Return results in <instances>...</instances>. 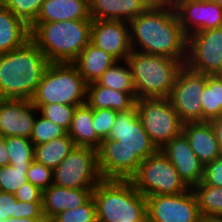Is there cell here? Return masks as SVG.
<instances>
[{"label":"cell","mask_w":222,"mask_h":222,"mask_svg":"<svg viewBox=\"0 0 222 222\" xmlns=\"http://www.w3.org/2000/svg\"><path fill=\"white\" fill-rule=\"evenodd\" d=\"M158 149L143 128L136 107L118 112L108 138L97 150L98 170L102 179L130 180L142 160Z\"/></svg>","instance_id":"1"},{"label":"cell","mask_w":222,"mask_h":222,"mask_svg":"<svg viewBox=\"0 0 222 222\" xmlns=\"http://www.w3.org/2000/svg\"><path fill=\"white\" fill-rule=\"evenodd\" d=\"M128 24L133 51L172 58L185 64L188 36L180 26L175 10L146 9Z\"/></svg>","instance_id":"2"},{"label":"cell","mask_w":222,"mask_h":222,"mask_svg":"<svg viewBox=\"0 0 222 222\" xmlns=\"http://www.w3.org/2000/svg\"><path fill=\"white\" fill-rule=\"evenodd\" d=\"M49 63L30 39L18 49L0 53V99L31 100Z\"/></svg>","instance_id":"3"},{"label":"cell","mask_w":222,"mask_h":222,"mask_svg":"<svg viewBox=\"0 0 222 222\" xmlns=\"http://www.w3.org/2000/svg\"><path fill=\"white\" fill-rule=\"evenodd\" d=\"M92 20L33 22L30 40L50 63H73L91 42Z\"/></svg>","instance_id":"4"},{"label":"cell","mask_w":222,"mask_h":222,"mask_svg":"<svg viewBox=\"0 0 222 222\" xmlns=\"http://www.w3.org/2000/svg\"><path fill=\"white\" fill-rule=\"evenodd\" d=\"M98 222H144L146 197L131 180L102 179L94 188Z\"/></svg>","instance_id":"5"},{"label":"cell","mask_w":222,"mask_h":222,"mask_svg":"<svg viewBox=\"0 0 222 222\" xmlns=\"http://www.w3.org/2000/svg\"><path fill=\"white\" fill-rule=\"evenodd\" d=\"M132 71L136 98H168L184 63L180 60L131 51L126 60Z\"/></svg>","instance_id":"6"},{"label":"cell","mask_w":222,"mask_h":222,"mask_svg":"<svg viewBox=\"0 0 222 222\" xmlns=\"http://www.w3.org/2000/svg\"><path fill=\"white\" fill-rule=\"evenodd\" d=\"M87 85L73 63H49L31 102L34 105L60 103L78 107L86 103Z\"/></svg>","instance_id":"7"},{"label":"cell","mask_w":222,"mask_h":222,"mask_svg":"<svg viewBox=\"0 0 222 222\" xmlns=\"http://www.w3.org/2000/svg\"><path fill=\"white\" fill-rule=\"evenodd\" d=\"M135 107L143 128L158 150L182 133L184 122L168 98H139Z\"/></svg>","instance_id":"8"},{"label":"cell","mask_w":222,"mask_h":222,"mask_svg":"<svg viewBox=\"0 0 222 222\" xmlns=\"http://www.w3.org/2000/svg\"><path fill=\"white\" fill-rule=\"evenodd\" d=\"M130 180L145 197L181 194L189 189L160 150L142 160L138 171Z\"/></svg>","instance_id":"9"},{"label":"cell","mask_w":222,"mask_h":222,"mask_svg":"<svg viewBox=\"0 0 222 222\" xmlns=\"http://www.w3.org/2000/svg\"><path fill=\"white\" fill-rule=\"evenodd\" d=\"M101 180L97 150L90 147H75L53 169V184L59 187L95 188Z\"/></svg>","instance_id":"10"},{"label":"cell","mask_w":222,"mask_h":222,"mask_svg":"<svg viewBox=\"0 0 222 222\" xmlns=\"http://www.w3.org/2000/svg\"><path fill=\"white\" fill-rule=\"evenodd\" d=\"M185 65L205 75H222V27L188 36Z\"/></svg>","instance_id":"11"},{"label":"cell","mask_w":222,"mask_h":222,"mask_svg":"<svg viewBox=\"0 0 222 222\" xmlns=\"http://www.w3.org/2000/svg\"><path fill=\"white\" fill-rule=\"evenodd\" d=\"M206 84L207 75L193 71L185 64L178 72L168 99L184 123L202 121L200 95Z\"/></svg>","instance_id":"12"},{"label":"cell","mask_w":222,"mask_h":222,"mask_svg":"<svg viewBox=\"0 0 222 222\" xmlns=\"http://www.w3.org/2000/svg\"><path fill=\"white\" fill-rule=\"evenodd\" d=\"M200 215L191 188L181 194L146 197V218L151 222H199Z\"/></svg>","instance_id":"13"},{"label":"cell","mask_w":222,"mask_h":222,"mask_svg":"<svg viewBox=\"0 0 222 222\" xmlns=\"http://www.w3.org/2000/svg\"><path fill=\"white\" fill-rule=\"evenodd\" d=\"M91 43L117 61H126L132 51L129 24L119 20H92Z\"/></svg>","instance_id":"14"},{"label":"cell","mask_w":222,"mask_h":222,"mask_svg":"<svg viewBox=\"0 0 222 222\" xmlns=\"http://www.w3.org/2000/svg\"><path fill=\"white\" fill-rule=\"evenodd\" d=\"M38 109L26 99H0V135L30 138Z\"/></svg>","instance_id":"15"},{"label":"cell","mask_w":222,"mask_h":222,"mask_svg":"<svg viewBox=\"0 0 222 222\" xmlns=\"http://www.w3.org/2000/svg\"><path fill=\"white\" fill-rule=\"evenodd\" d=\"M175 12L187 36L222 27V6L210 0H191L182 3Z\"/></svg>","instance_id":"16"},{"label":"cell","mask_w":222,"mask_h":222,"mask_svg":"<svg viewBox=\"0 0 222 222\" xmlns=\"http://www.w3.org/2000/svg\"><path fill=\"white\" fill-rule=\"evenodd\" d=\"M160 151L172 163L188 188L192 189L202 181L204 165L193 152L183 133L165 144Z\"/></svg>","instance_id":"17"},{"label":"cell","mask_w":222,"mask_h":222,"mask_svg":"<svg viewBox=\"0 0 222 222\" xmlns=\"http://www.w3.org/2000/svg\"><path fill=\"white\" fill-rule=\"evenodd\" d=\"M94 188H66L54 184L42 191V212L45 220H52L64 210H71L86 203Z\"/></svg>","instance_id":"18"},{"label":"cell","mask_w":222,"mask_h":222,"mask_svg":"<svg viewBox=\"0 0 222 222\" xmlns=\"http://www.w3.org/2000/svg\"><path fill=\"white\" fill-rule=\"evenodd\" d=\"M182 133L204 166L221 156L218 140L209 121L186 122Z\"/></svg>","instance_id":"19"},{"label":"cell","mask_w":222,"mask_h":222,"mask_svg":"<svg viewBox=\"0 0 222 222\" xmlns=\"http://www.w3.org/2000/svg\"><path fill=\"white\" fill-rule=\"evenodd\" d=\"M136 99V92H120L97 82L87 85L86 103L91 108L125 112L135 107Z\"/></svg>","instance_id":"20"},{"label":"cell","mask_w":222,"mask_h":222,"mask_svg":"<svg viewBox=\"0 0 222 222\" xmlns=\"http://www.w3.org/2000/svg\"><path fill=\"white\" fill-rule=\"evenodd\" d=\"M91 20L87 0H45L34 22Z\"/></svg>","instance_id":"21"},{"label":"cell","mask_w":222,"mask_h":222,"mask_svg":"<svg viewBox=\"0 0 222 222\" xmlns=\"http://www.w3.org/2000/svg\"><path fill=\"white\" fill-rule=\"evenodd\" d=\"M91 20L129 22L146 8L138 0H92L89 2Z\"/></svg>","instance_id":"22"},{"label":"cell","mask_w":222,"mask_h":222,"mask_svg":"<svg viewBox=\"0 0 222 222\" xmlns=\"http://www.w3.org/2000/svg\"><path fill=\"white\" fill-rule=\"evenodd\" d=\"M30 39L29 26L8 8L0 6V53L22 47Z\"/></svg>","instance_id":"23"},{"label":"cell","mask_w":222,"mask_h":222,"mask_svg":"<svg viewBox=\"0 0 222 222\" xmlns=\"http://www.w3.org/2000/svg\"><path fill=\"white\" fill-rule=\"evenodd\" d=\"M117 60L91 42L80 52L73 62L87 84L96 82Z\"/></svg>","instance_id":"24"},{"label":"cell","mask_w":222,"mask_h":222,"mask_svg":"<svg viewBox=\"0 0 222 222\" xmlns=\"http://www.w3.org/2000/svg\"><path fill=\"white\" fill-rule=\"evenodd\" d=\"M92 122L93 108L87 103L76 107L67 131L76 147L100 148L102 139L96 134Z\"/></svg>","instance_id":"25"},{"label":"cell","mask_w":222,"mask_h":222,"mask_svg":"<svg viewBox=\"0 0 222 222\" xmlns=\"http://www.w3.org/2000/svg\"><path fill=\"white\" fill-rule=\"evenodd\" d=\"M76 147L68 133L47 143L34 146V160L54 169Z\"/></svg>","instance_id":"26"},{"label":"cell","mask_w":222,"mask_h":222,"mask_svg":"<svg viewBox=\"0 0 222 222\" xmlns=\"http://www.w3.org/2000/svg\"><path fill=\"white\" fill-rule=\"evenodd\" d=\"M200 98L202 121L222 117V75H207V84Z\"/></svg>","instance_id":"27"},{"label":"cell","mask_w":222,"mask_h":222,"mask_svg":"<svg viewBox=\"0 0 222 222\" xmlns=\"http://www.w3.org/2000/svg\"><path fill=\"white\" fill-rule=\"evenodd\" d=\"M96 82L101 86L120 92H136L132 80V71L127 61L114 63Z\"/></svg>","instance_id":"28"},{"label":"cell","mask_w":222,"mask_h":222,"mask_svg":"<svg viewBox=\"0 0 222 222\" xmlns=\"http://www.w3.org/2000/svg\"><path fill=\"white\" fill-rule=\"evenodd\" d=\"M201 215L222 216V187L208 186L202 182L192 188Z\"/></svg>","instance_id":"29"},{"label":"cell","mask_w":222,"mask_h":222,"mask_svg":"<svg viewBox=\"0 0 222 222\" xmlns=\"http://www.w3.org/2000/svg\"><path fill=\"white\" fill-rule=\"evenodd\" d=\"M9 165H30L34 160V144L22 136L5 137Z\"/></svg>","instance_id":"30"},{"label":"cell","mask_w":222,"mask_h":222,"mask_svg":"<svg viewBox=\"0 0 222 222\" xmlns=\"http://www.w3.org/2000/svg\"><path fill=\"white\" fill-rule=\"evenodd\" d=\"M66 134L67 130L65 128L43 117L38 112L34 121L32 134L29 139L35 146L63 137Z\"/></svg>","instance_id":"31"},{"label":"cell","mask_w":222,"mask_h":222,"mask_svg":"<svg viewBox=\"0 0 222 222\" xmlns=\"http://www.w3.org/2000/svg\"><path fill=\"white\" fill-rule=\"evenodd\" d=\"M30 165H6L0 167V191L14 194L27 182Z\"/></svg>","instance_id":"32"},{"label":"cell","mask_w":222,"mask_h":222,"mask_svg":"<svg viewBox=\"0 0 222 222\" xmlns=\"http://www.w3.org/2000/svg\"><path fill=\"white\" fill-rule=\"evenodd\" d=\"M45 0H3L2 5L30 26L36 19Z\"/></svg>","instance_id":"33"},{"label":"cell","mask_w":222,"mask_h":222,"mask_svg":"<svg viewBox=\"0 0 222 222\" xmlns=\"http://www.w3.org/2000/svg\"><path fill=\"white\" fill-rule=\"evenodd\" d=\"M35 107L43 117L62 126L68 131L77 106L52 103L49 105H35Z\"/></svg>","instance_id":"34"},{"label":"cell","mask_w":222,"mask_h":222,"mask_svg":"<svg viewBox=\"0 0 222 222\" xmlns=\"http://www.w3.org/2000/svg\"><path fill=\"white\" fill-rule=\"evenodd\" d=\"M52 222H98L96 213V204L94 198L91 197L83 205L71 209L64 210L56 215Z\"/></svg>","instance_id":"35"},{"label":"cell","mask_w":222,"mask_h":222,"mask_svg":"<svg viewBox=\"0 0 222 222\" xmlns=\"http://www.w3.org/2000/svg\"><path fill=\"white\" fill-rule=\"evenodd\" d=\"M26 177L28 182L43 191L53 184V169L33 160Z\"/></svg>","instance_id":"36"},{"label":"cell","mask_w":222,"mask_h":222,"mask_svg":"<svg viewBox=\"0 0 222 222\" xmlns=\"http://www.w3.org/2000/svg\"><path fill=\"white\" fill-rule=\"evenodd\" d=\"M117 111L93 108V127L96 134L103 140L108 138L117 117Z\"/></svg>","instance_id":"37"},{"label":"cell","mask_w":222,"mask_h":222,"mask_svg":"<svg viewBox=\"0 0 222 222\" xmlns=\"http://www.w3.org/2000/svg\"><path fill=\"white\" fill-rule=\"evenodd\" d=\"M202 183L222 187V155L204 166Z\"/></svg>","instance_id":"38"},{"label":"cell","mask_w":222,"mask_h":222,"mask_svg":"<svg viewBox=\"0 0 222 222\" xmlns=\"http://www.w3.org/2000/svg\"><path fill=\"white\" fill-rule=\"evenodd\" d=\"M32 218L45 220L42 212V202L16 201V218Z\"/></svg>","instance_id":"39"},{"label":"cell","mask_w":222,"mask_h":222,"mask_svg":"<svg viewBox=\"0 0 222 222\" xmlns=\"http://www.w3.org/2000/svg\"><path fill=\"white\" fill-rule=\"evenodd\" d=\"M16 201L14 194L0 191V222L16 218Z\"/></svg>","instance_id":"40"},{"label":"cell","mask_w":222,"mask_h":222,"mask_svg":"<svg viewBox=\"0 0 222 222\" xmlns=\"http://www.w3.org/2000/svg\"><path fill=\"white\" fill-rule=\"evenodd\" d=\"M14 196L23 202H42V190L28 181L18 188Z\"/></svg>","instance_id":"41"},{"label":"cell","mask_w":222,"mask_h":222,"mask_svg":"<svg viewBox=\"0 0 222 222\" xmlns=\"http://www.w3.org/2000/svg\"><path fill=\"white\" fill-rule=\"evenodd\" d=\"M214 129L216 139L218 140L219 149L222 155V117L214 118L209 121Z\"/></svg>","instance_id":"42"},{"label":"cell","mask_w":222,"mask_h":222,"mask_svg":"<svg viewBox=\"0 0 222 222\" xmlns=\"http://www.w3.org/2000/svg\"><path fill=\"white\" fill-rule=\"evenodd\" d=\"M6 165H9V156L5 146V137L0 135V167Z\"/></svg>","instance_id":"43"},{"label":"cell","mask_w":222,"mask_h":222,"mask_svg":"<svg viewBox=\"0 0 222 222\" xmlns=\"http://www.w3.org/2000/svg\"><path fill=\"white\" fill-rule=\"evenodd\" d=\"M146 9L165 8V0H138Z\"/></svg>","instance_id":"44"},{"label":"cell","mask_w":222,"mask_h":222,"mask_svg":"<svg viewBox=\"0 0 222 222\" xmlns=\"http://www.w3.org/2000/svg\"><path fill=\"white\" fill-rule=\"evenodd\" d=\"M199 222H222V216L200 215Z\"/></svg>","instance_id":"45"},{"label":"cell","mask_w":222,"mask_h":222,"mask_svg":"<svg viewBox=\"0 0 222 222\" xmlns=\"http://www.w3.org/2000/svg\"><path fill=\"white\" fill-rule=\"evenodd\" d=\"M188 1H191V0H165V8L175 10L182 3H185V2H188Z\"/></svg>","instance_id":"46"},{"label":"cell","mask_w":222,"mask_h":222,"mask_svg":"<svg viewBox=\"0 0 222 222\" xmlns=\"http://www.w3.org/2000/svg\"><path fill=\"white\" fill-rule=\"evenodd\" d=\"M44 220H37V219H32L28 217L24 218H14L10 217L9 219L6 220V222H43Z\"/></svg>","instance_id":"47"},{"label":"cell","mask_w":222,"mask_h":222,"mask_svg":"<svg viewBox=\"0 0 222 222\" xmlns=\"http://www.w3.org/2000/svg\"><path fill=\"white\" fill-rule=\"evenodd\" d=\"M210 1L216 2L218 5L222 6V0H210Z\"/></svg>","instance_id":"48"},{"label":"cell","mask_w":222,"mask_h":222,"mask_svg":"<svg viewBox=\"0 0 222 222\" xmlns=\"http://www.w3.org/2000/svg\"><path fill=\"white\" fill-rule=\"evenodd\" d=\"M43 222H52L51 220H44Z\"/></svg>","instance_id":"49"}]
</instances>
